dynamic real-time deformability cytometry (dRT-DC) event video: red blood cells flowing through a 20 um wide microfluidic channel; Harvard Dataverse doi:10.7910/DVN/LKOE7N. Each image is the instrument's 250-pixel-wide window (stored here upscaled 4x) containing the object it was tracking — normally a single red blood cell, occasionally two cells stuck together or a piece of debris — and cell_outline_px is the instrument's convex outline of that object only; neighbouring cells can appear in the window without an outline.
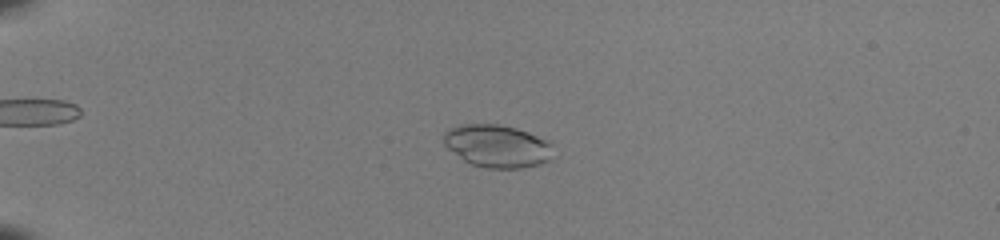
{"species": "common noctule bat (a hibernating species)", "species_latin": "Nyctalus noctula", "temperature_condition": "room temperature", "stored_images_in_passage": 42, "camera_frame_rate_fps": 3000, "um_per_image_px": 0.085, "animal": {"sex": "female", "body_mass_g": 22.0, "forearm_length_mm": 56.7}, "frame": {"image": 1, "passage_image": 15, "time_ms": 4.667, "image_size_px": [1000, 240], "cell_outline_px": [[552, 160], [540, 164], [520, 168], [484, 168], [472, 164], [464, 160], [448, 148], [444, 144], [444, 132], [448, 128], [460, 124], [496, 124], [516, 128], [528, 132], [548, 140], [552, 144]], "centroid_in_image_um": [42.28, 12.41], "position_along_channel_um": 42.7, "area_um2": 27.34}}
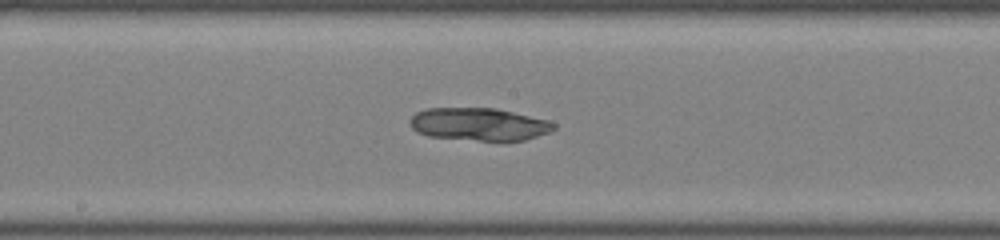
{"frame": {"image": 2, "passage_image": 31, "time_ms": 10.0, "image_size_px": [1000, 240], "cell_outline_px": [[556, 128], [548, 132], [524, 140], [504, 144], [428, 136], [416, 132], [408, 124], [408, 120], [416, 112], [428, 108], [496, 108], [548, 120], [556, 124]], "centroid_in_image_um": [40.71, 10.6], "position_along_channel_um": 207.5, "area_um2": 28.32}}
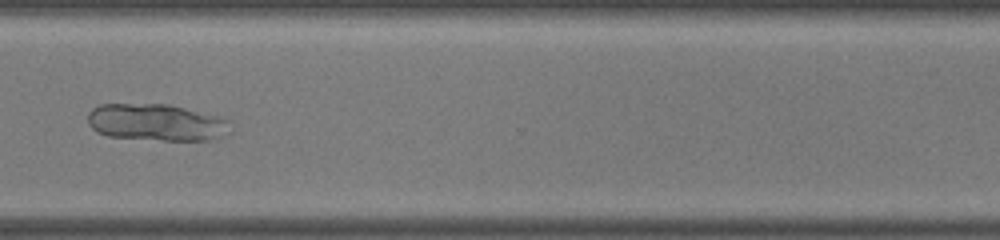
{"frame": {"image": 3, "passage_image": 42, "time_ms": 13.667, "image_size_px": [1000, 240], "cell_outline_px": [[232, 132], [208, 140], [164, 140], [108, 136], [96, 132], [88, 124], [88, 112], [92, 108], [100, 104], [168, 104], [220, 116], [232, 120]], "centroid_in_image_um": [13.34, 10.4], "position_along_channel_um": 357.3, "area_um2": 30.98}}